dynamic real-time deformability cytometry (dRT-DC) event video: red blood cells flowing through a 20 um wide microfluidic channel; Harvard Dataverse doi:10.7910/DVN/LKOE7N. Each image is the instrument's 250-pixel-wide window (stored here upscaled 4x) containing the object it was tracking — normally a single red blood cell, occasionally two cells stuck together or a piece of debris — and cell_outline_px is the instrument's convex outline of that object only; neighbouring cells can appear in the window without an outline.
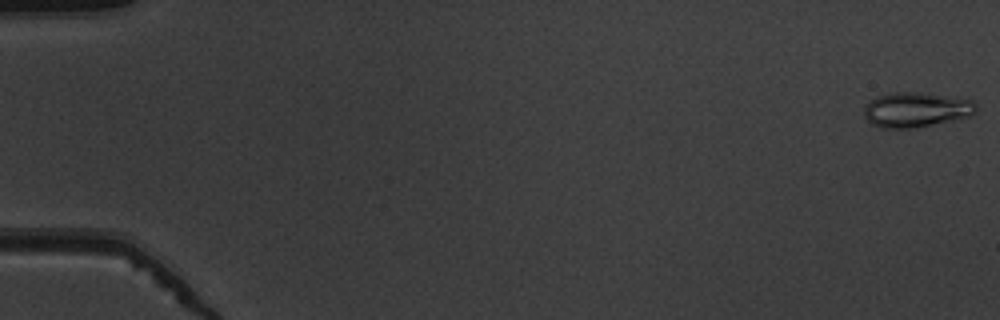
{"species": "common noctule bat (a hibernating species)", "species_latin": "Nyctalus noctula", "temperature_condition": "warm", "stored_images_in_passage": 53, "camera_frame_rate_fps": 3000, "um_per_image_px": 0.085, "animal": {"sex": "male", "body_mass_g": 19.5, "forearm_length_mm": 54.6}, "frame": {"image": 1, "passage_image": 1, "time_ms": 0.0, "image_size_px": [1000, 320], "cell_outline_px": [[976, 112], [968, 116], [952, 120], [916, 128], [880, 128], [872, 124], [864, 116], [864, 108], [872, 100], [880, 96], [892, 92], [916, 92], [972, 100], [976, 104]], "centroid_in_image_um": [77.85, 9.34], "position_along_channel_um": 7.1, "area_um2": 22.43}}
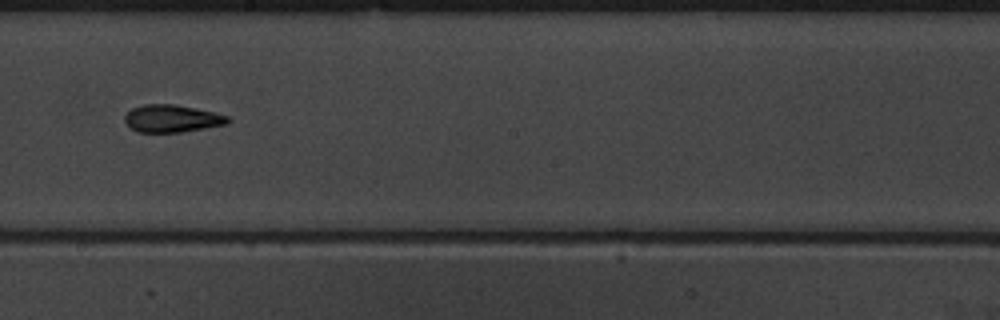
{"frame": {"image": 2, "passage_image": 31, "time_ms": 10.0, "image_size_px": [1000, 320], "cell_outline_px": [[232, 120], [228, 124], [180, 132], [136, 132], [124, 120], [124, 116], [132, 108], [144, 104], [172, 104], [196, 108], [216, 112], [228, 116]], "centroid_in_image_um": [14.65, 10.07], "position_along_channel_um": 233.6, "area_um2": 16.53}}
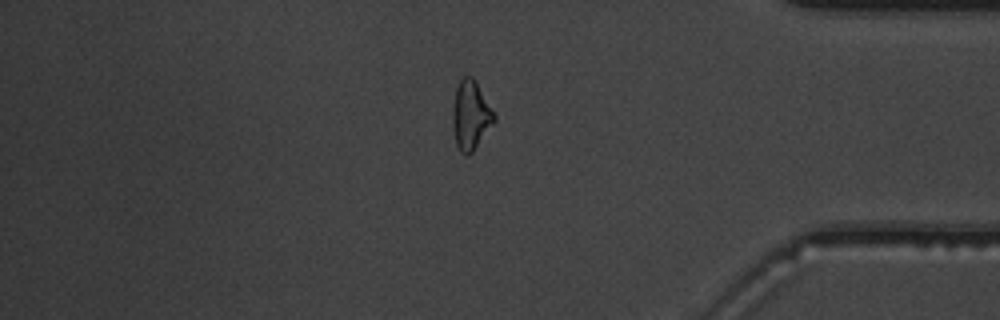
{"frame": {"image": 3, "passage_image": 45, "time_ms": 14.667, "image_size_px": [1000, 320], "cell_outline_px": [[496, 120], [472, 152], [468, 156], [464, 156], [460, 152], [456, 144], [452, 124], [452, 108], [456, 88], [460, 80], [464, 76], [472, 76], [496, 116]], "centroid_in_image_um": [39.99, 9.83], "position_along_channel_um": 395.2, "area_um2": 16.59}, "authors_computed_cell_mechanics": {"area_um2": 16.8198, "velocity_mm_per_s": 3.9501, "shape_relaxation_time_tau1_ms": 6.186, "shape_relaxation_time_tau2_ms": 3.7073, "deformation_change_tau1": 0.175, "deformation_change_tau2": 0.1252}}